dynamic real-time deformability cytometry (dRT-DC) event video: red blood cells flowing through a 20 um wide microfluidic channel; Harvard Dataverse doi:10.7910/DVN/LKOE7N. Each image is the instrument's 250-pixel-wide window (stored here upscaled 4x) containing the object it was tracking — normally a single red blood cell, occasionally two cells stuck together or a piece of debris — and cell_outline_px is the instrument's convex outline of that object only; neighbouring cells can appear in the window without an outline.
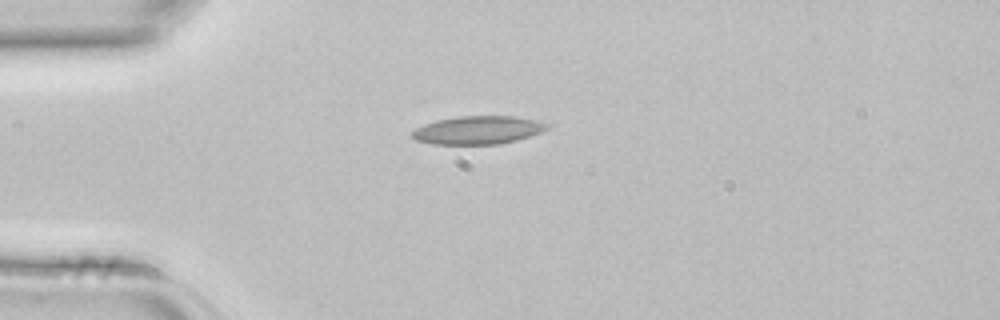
{"species": "common noctule bat (a hibernating species)", "species_latin": "Nyctalus noctula", "temperature_condition": "room temperature", "stored_images_in_passage": 3, "camera_frame_rate_fps": 3000, "um_per_image_px": 0.085, "animal": {"sex": "female", "body_mass_g": 22.7, "forearm_length_mm": 54.2}, "frame": {"image": 1, "passage_image": 1, "time_ms": 0.0, "image_size_px": [1000, 320], "cell_outline_px": [[548, 128], [540, 132], [516, 140], [500, 144], [432, 144], [416, 140], [412, 136], [412, 132], [416, 128], [424, 124], [436, 120], [456, 116], [512, 116], [532, 120], [548, 124]], "centroid_in_image_um": [40.57, 11.06], "position_along_channel_um": 44.4, "area_um2": 21.91}}